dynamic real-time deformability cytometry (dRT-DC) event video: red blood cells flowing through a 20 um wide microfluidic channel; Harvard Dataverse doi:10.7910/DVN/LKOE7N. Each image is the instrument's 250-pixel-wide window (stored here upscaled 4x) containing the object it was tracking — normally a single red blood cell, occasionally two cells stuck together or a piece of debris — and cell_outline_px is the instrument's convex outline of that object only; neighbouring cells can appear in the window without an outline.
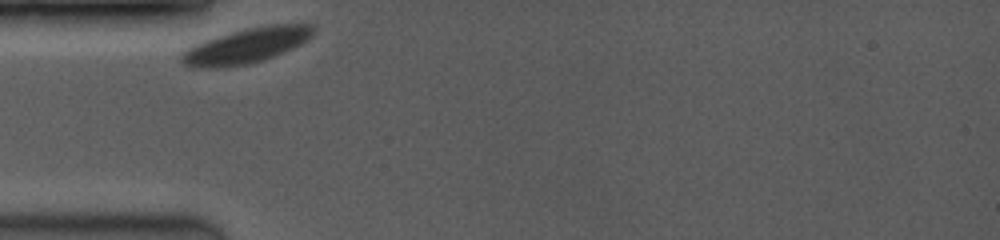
{"species": "common noctule bat (a hibernating species)", "species_latin": "Nyctalus noctula", "temperature_condition": "room temperature", "stored_images_in_passage": 23, "camera_frame_rate_fps": 3500, "um_per_image_px": 0.085, "animal": {"sex": "female", "body_mass_g": 19.0, "forearm_length_mm": 53.3}, "frame": {"image": 1, "passage_image": 1, "time_ms": 0.0, "image_size_px": [1000, 240], "cell_outline_px": [[316, 32], [308, 40], [284, 52], [264, 60], [248, 64], [224, 68], [188, 68], [180, 60], [180, 56], [188, 48], [196, 44], [216, 36], [244, 28], [268, 24], [312, 24], [316, 28]], "centroid_in_image_um": [20.96, 3.88], "position_along_channel_um": 64.0, "area_um2": 27.34}}
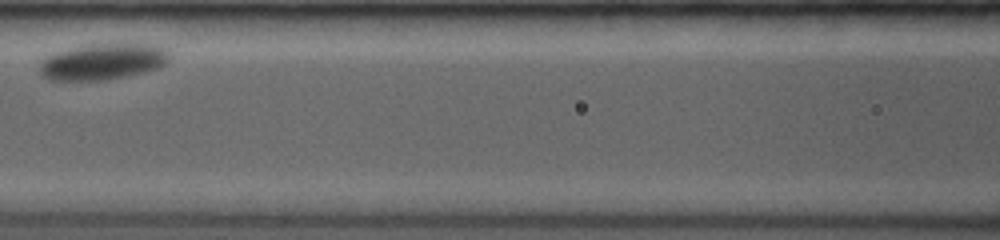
{"frame": {"image": 2, "passage_image": 7, "time_ms": 2.857, "image_size_px": [1000, 240], "cell_outline_px": [[168, 60], [164, 64], [156, 68], [128, 76], [108, 80], [48, 80], [40, 72], [40, 60], [52, 52], [68, 48], [88, 44], [124, 40], [152, 44], [164, 48], [168, 52]], "centroid_in_image_um": [8.73, 5.18], "position_along_channel_um": 157.9, "area_um2": 28.38}}
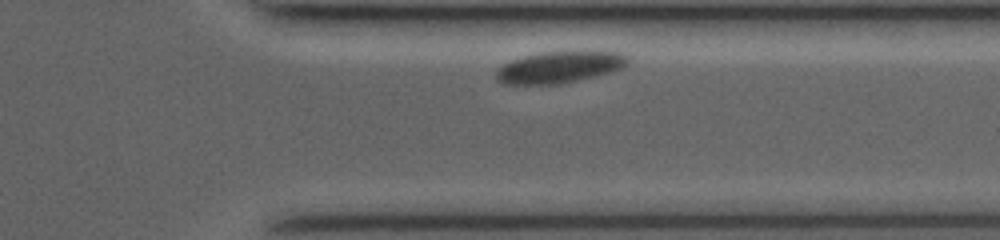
{"frame": {"image": 3, "passage_image": 21, "time_ms": 8.857, "image_size_px": [1000, 240], "cell_outline_px": [[628, 64], [612, 72], [596, 76], [560, 84], [504, 84], [496, 80], [496, 72], [504, 64], [512, 60], [524, 56], [544, 52], [620, 52], [628, 56]], "centroid_in_image_um": [47.56, 5.72], "position_along_channel_um": 363.8, "area_um2": 23.93}}